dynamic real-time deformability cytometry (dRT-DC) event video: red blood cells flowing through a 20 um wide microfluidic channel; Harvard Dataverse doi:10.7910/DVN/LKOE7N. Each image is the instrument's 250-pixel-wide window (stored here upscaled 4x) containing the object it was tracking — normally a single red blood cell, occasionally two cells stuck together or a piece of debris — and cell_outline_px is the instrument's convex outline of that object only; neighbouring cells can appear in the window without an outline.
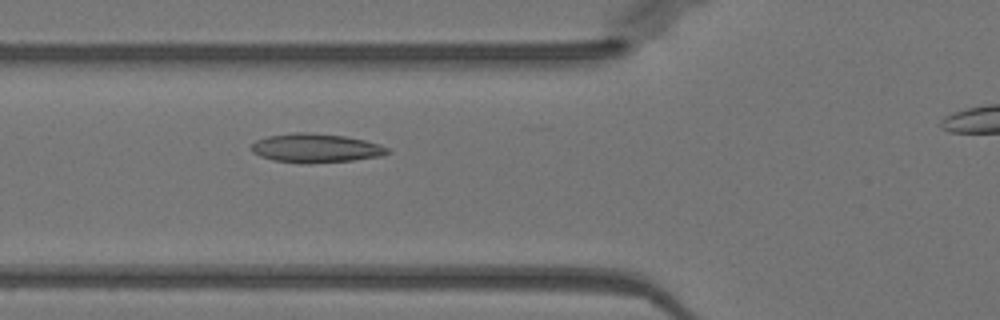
{"species": "Egyptian fruit bat (a non-hibernating species)", "species_latin": "Rousettus aegyptiacus", "temperature_condition": "warm", "stored_images_in_passage": 45, "camera_frame_rate_fps": 3000, "um_per_image_px": 0.085, "animal": {"sex": "female"}, "frame": {"image": 1, "passage_image": 19, "time_ms": 6.0, "image_size_px": [1000, 320], "cell_outline_px": [[392, 152], [380, 156], [352, 160], [308, 164], [300, 164], [272, 160], [260, 156], [252, 152], [252, 144], [256, 140], [268, 136], [296, 132], [308, 132], [344, 136], [364, 140], [380, 144], [388, 148]], "centroid_in_image_um": [26.83, 12.6], "position_along_channel_um": 99.0, "area_um2": 23.06}}
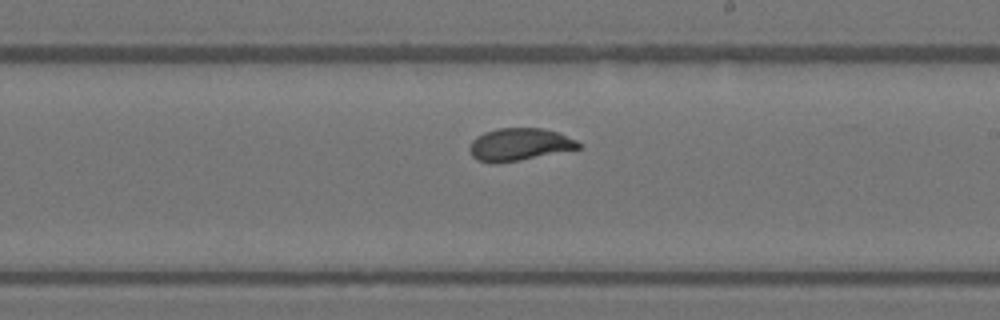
{"frame": {"image": 2, "passage_image": 30, "time_ms": 9.667, "image_size_px": [1000, 320], "cell_outline_px": [[584, 144], [580, 148], [520, 160], [496, 164], [492, 164], [476, 160], [472, 156], [468, 148], [472, 140], [476, 136], [484, 132], [500, 128], [540, 128], [560, 132]], "centroid_in_image_um": [44.13, 12.28], "position_along_channel_um": 244.9, "area_um2": 20.87}}
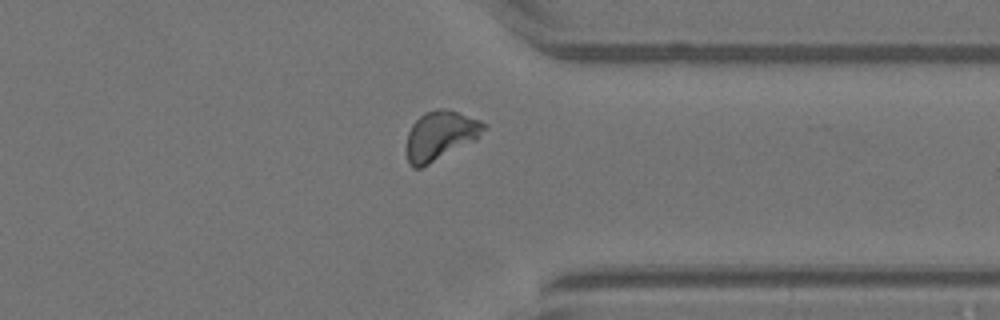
{"frame": {"image": 3, "passage_image": 40, "time_ms": 13.0, "image_size_px": [1000, 320], "cell_outline_px": [[488, 124], [476, 140], [420, 168], [412, 168], [408, 164], [404, 148], [408, 132], [412, 124], [424, 112], [436, 108], [444, 108], [480, 120]], "centroid_in_image_um": [37.37, 11.52], "position_along_channel_um": 374.0, "area_um2": 22.31}}